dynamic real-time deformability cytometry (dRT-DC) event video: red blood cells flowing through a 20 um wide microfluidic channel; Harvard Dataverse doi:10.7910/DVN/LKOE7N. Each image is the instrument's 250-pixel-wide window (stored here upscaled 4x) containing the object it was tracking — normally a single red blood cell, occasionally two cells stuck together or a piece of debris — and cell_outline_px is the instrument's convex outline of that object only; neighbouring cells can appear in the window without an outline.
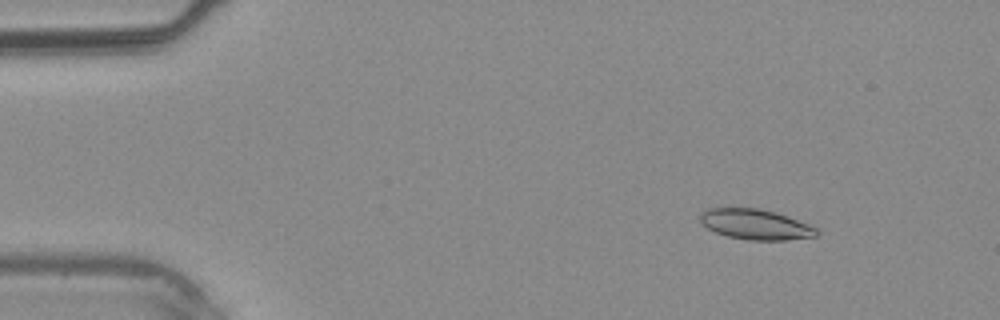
{"species": "common noctule bat (a hibernating species)", "species_latin": "Nyctalus noctula", "temperature_condition": "warm", "stored_images_in_passage": 39, "camera_frame_rate_fps": 3000, "um_per_image_px": 0.085, "animal": {"sex": "male", "body_mass_g": 20.4}, "frame": {"image": 1, "passage_image": 5, "time_ms": 1.333, "image_size_px": [1000, 320], "cell_outline_px": [[820, 232], [816, 236], [784, 240], [748, 240], [728, 236], [716, 232], [708, 228], [700, 220], [700, 212], [708, 208], [760, 208], [808, 224], [816, 228]], "centroid_in_image_um": [64.19, 19.07], "position_along_channel_um": 20.8, "area_um2": 20.23}}
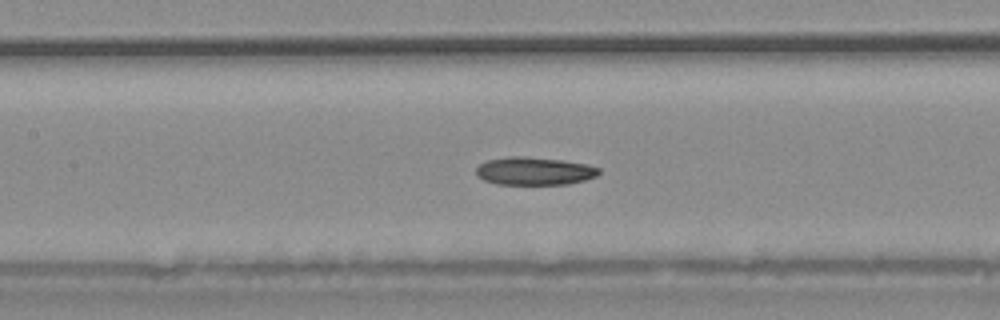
{"frame": {"image": 2, "passage_image": 18, "time_ms": 5.667, "image_size_px": [1000, 320], "cell_outline_px": [[600, 172], [596, 176], [584, 180], [568, 184], [496, 184], [484, 180], [476, 172], [476, 168], [480, 164], [488, 160], [508, 156], [524, 156], [560, 160], [588, 164], [600, 168]], "centroid_in_image_um": [45.43, 14.53], "position_along_channel_um": 162.0, "area_um2": 19.88}}
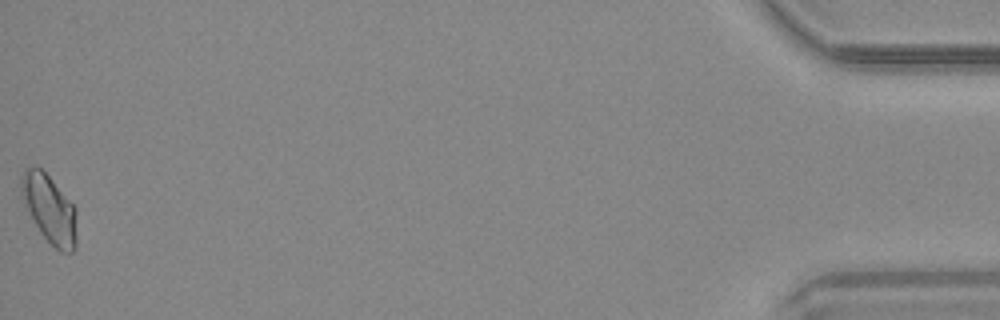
{"frame": {"image": 3, "passage_image": 39, "time_ms": 12.667, "image_size_px": [1000, 320], "cell_outline_px": [[76, 248], [72, 252], [60, 252], [40, 232], [20, 192], [20, 176], [24, 168], [40, 168], [48, 176], [76, 208]], "centroid_in_image_um": [4.22, 17.77], "position_along_channel_um": 431.0, "area_um2": 21.5}}